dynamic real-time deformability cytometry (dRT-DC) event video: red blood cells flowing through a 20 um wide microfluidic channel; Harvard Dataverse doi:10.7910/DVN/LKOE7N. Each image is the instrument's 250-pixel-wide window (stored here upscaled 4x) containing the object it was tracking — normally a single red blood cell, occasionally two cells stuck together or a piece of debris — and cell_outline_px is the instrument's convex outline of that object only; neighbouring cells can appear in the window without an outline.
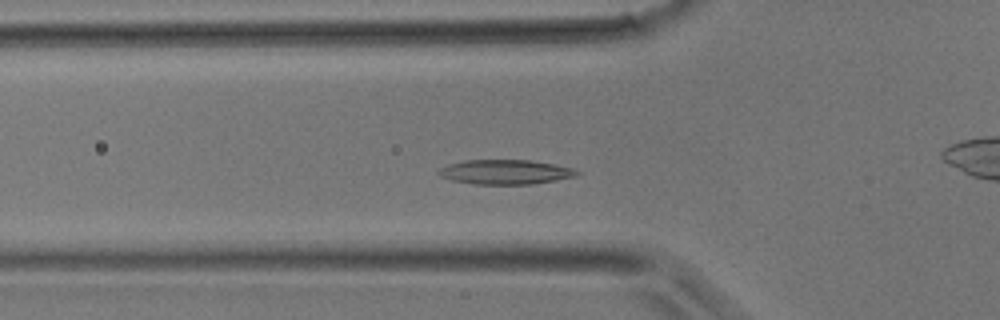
{"species": "common noctule bat (a hibernating species)", "species_latin": "Nyctalus noctula", "temperature_condition": "room temperature", "stored_images_in_passage": 30, "camera_frame_rate_fps": 3000, "um_per_image_px": 0.085, "animal": {"sex": "male", "body_mass_g": 17.9}, "frame": {"image": 1, "passage_image": 3, "time_ms": 0.667, "image_size_px": [1000, 320], "cell_outline_px": [[580, 172], [576, 176], [556, 180], [532, 184], [472, 184], [452, 180], [440, 176], [436, 172], [440, 168], [448, 164], [464, 160], [532, 160], [572, 168]], "centroid_in_image_um": [42.92, 14.62], "position_along_channel_um": 82.9, "area_um2": 19.77}}
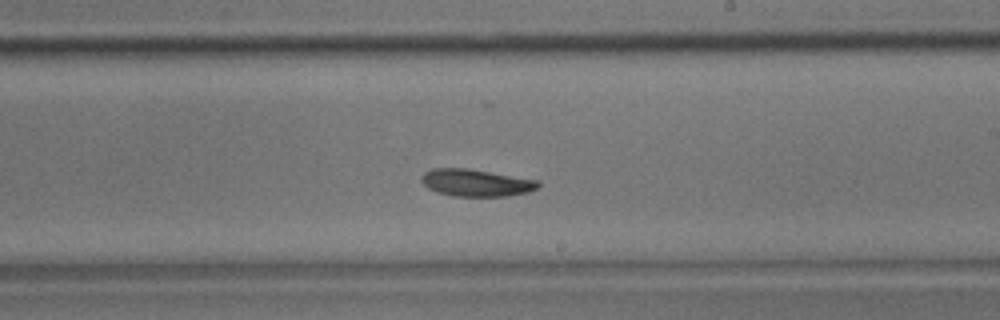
{"frame": {"image": 2, "passage_image": 13, "time_ms": 4.0, "image_size_px": [1000, 320], "cell_outline_px": [[540, 184], [536, 188], [528, 192], [508, 196], [452, 196], [436, 192], [428, 188], [420, 180], [420, 176], [424, 172], [432, 168], [464, 168], [540, 180]], "centroid_in_image_um": [40.43, 15.54], "position_along_channel_um": 248.6, "area_um2": 18.5}}
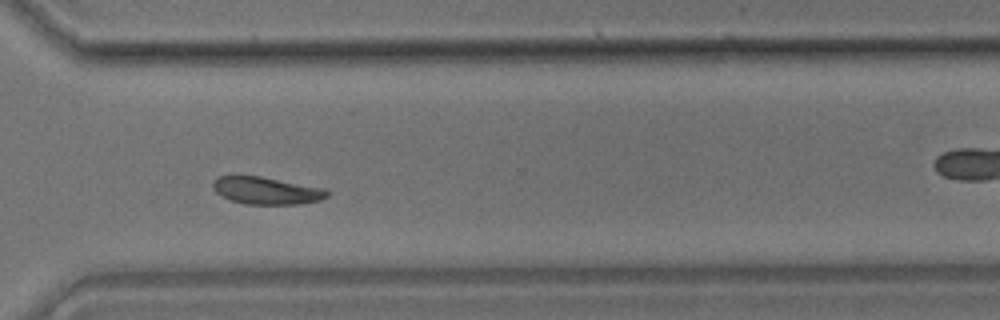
{"frame": {"image": 3, "passage_image": 19, "time_ms": 6.0, "image_size_px": [1000, 320], "cell_outline_px": [[332, 192], [328, 196], [320, 200], [300, 204], [244, 204], [220, 196], [212, 188], [212, 180], [216, 176], [260, 176], [324, 188]], "centroid_in_image_um": [22.64, 16.2], "position_along_channel_um": 348.0, "area_um2": 18.32}}